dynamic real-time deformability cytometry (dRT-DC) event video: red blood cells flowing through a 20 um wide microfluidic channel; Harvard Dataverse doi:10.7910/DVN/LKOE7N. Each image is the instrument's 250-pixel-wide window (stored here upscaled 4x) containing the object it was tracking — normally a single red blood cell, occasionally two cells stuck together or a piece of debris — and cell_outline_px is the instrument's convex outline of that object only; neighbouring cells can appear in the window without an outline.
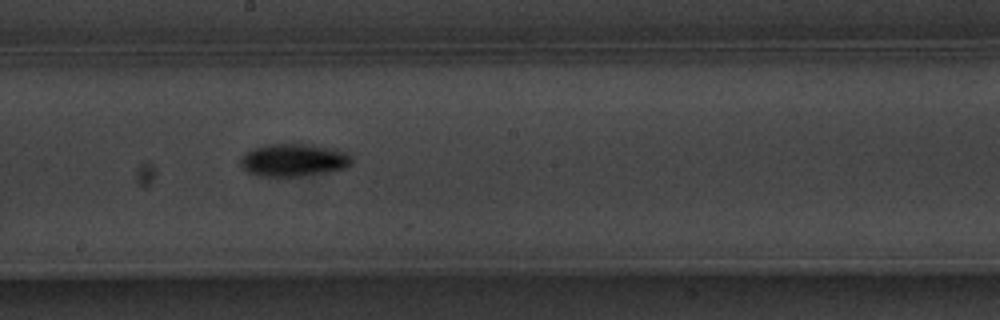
{"species": "common noctule bat (a hibernating species)", "species_latin": "Nyctalus noctula", "temperature_condition": "warm", "stored_images_in_passage": 43, "camera_frame_rate_fps": 3000, "um_per_image_px": 0.085, "animal": {"sex": "male", "body_mass_g": 20.1, "forearm_length_mm": 53.5}, "frame": {"image": 1, "passage_image": 25, "time_ms": 8.0, "image_size_px": [1000, 320], "cell_outline_px": [[352, 164], [348, 168], [288, 180], [280, 180], [256, 176], [248, 172], [240, 164], [240, 160], [244, 152], [252, 148], [264, 144], [312, 144], [336, 148], [352, 156]], "centroid_in_image_um": [24.95, 13.66], "position_along_channel_um": 223.3, "area_um2": 22.6}}